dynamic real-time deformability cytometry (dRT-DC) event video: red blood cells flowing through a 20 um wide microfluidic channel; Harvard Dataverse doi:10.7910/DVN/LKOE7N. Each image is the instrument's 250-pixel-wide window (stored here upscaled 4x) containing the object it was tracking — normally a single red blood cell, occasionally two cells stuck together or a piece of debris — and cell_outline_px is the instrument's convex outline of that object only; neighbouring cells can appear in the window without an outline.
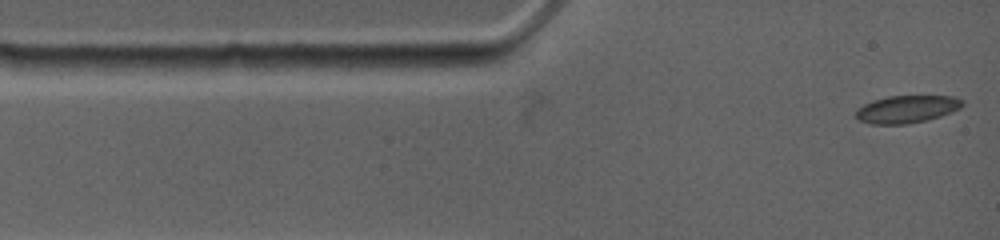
{"species": "common noctule bat (a hibernating species)", "species_latin": "Nyctalus noctula", "temperature_condition": "warm", "stored_images_in_passage": 10, "camera_frame_rate_fps": 4500, "um_per_image_px": 0.085, "animal": {"sex": "female", "body_mass_g": 19.0, "forearm_length_mm": 53.3}, "frame": {"image": 1, "passage_image": 1, "time_ms": 0.0, "image_size_px": [1000, 240], "cell_outline_px": [[964, 104], [960, 108], [940, 116], [928, 120], [908, 124], [872, 124], [860, 120], [856, 116], [856, 108], [872, 100], [888, 96], [952, 96], [964, 100]], "centroid_in_image_um": [77.08, 9.27], "position_along_channel_um": 7.9, "area_um2": 17.11}}
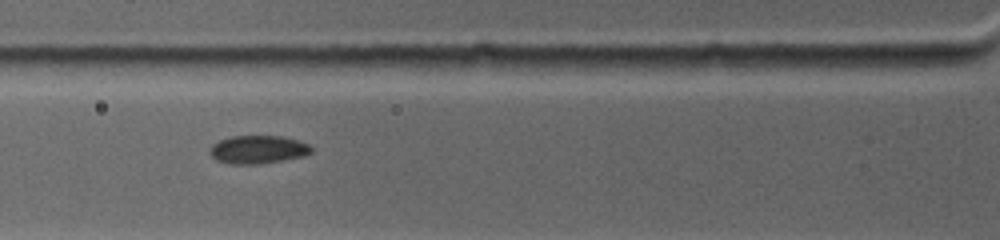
{"frame": {"image": 2, "passage_image": 9, "time_ms": 3.556, "image_size_px": [1000, 240], "cell_outline_px": [[312, 152], [304, 156], [284, 160], [260, 164], [228, 164], [216, 160], [208, 152], [208, 148], [212, 144], [220, 140], [232, 136], [280, 136], [300, 140], [308, 144], [312, 148]], "centroid_in_image_um": [21.91, 12.71], "position_along_channel_um": 103.9, "area_um2": 16.88}}
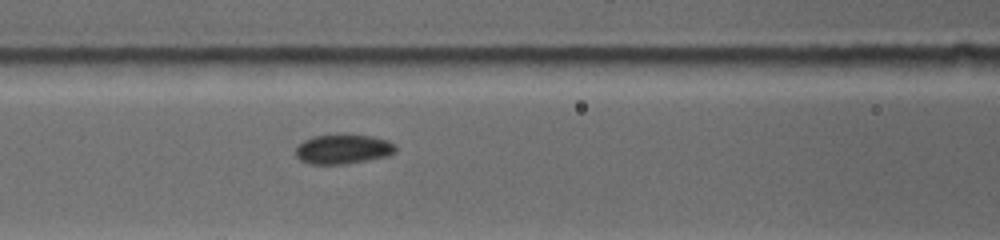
{"frame": {"image": 3, "passage_image": 10, "time_ms": 4.444, "image_size_px": [1000, 240], "cell_outline_px": [[396, 152], [388, 156], [348, 164], [308, 164], [300, 160], [296, 156], [296, 148], [304, 140], [312, 136], [372, 136], [388, 140], [396, 144]], "centroid_in_image_um": [29.19, 12.71], "position_along_channel_um": 137.4, "area_um2": 17.05}}